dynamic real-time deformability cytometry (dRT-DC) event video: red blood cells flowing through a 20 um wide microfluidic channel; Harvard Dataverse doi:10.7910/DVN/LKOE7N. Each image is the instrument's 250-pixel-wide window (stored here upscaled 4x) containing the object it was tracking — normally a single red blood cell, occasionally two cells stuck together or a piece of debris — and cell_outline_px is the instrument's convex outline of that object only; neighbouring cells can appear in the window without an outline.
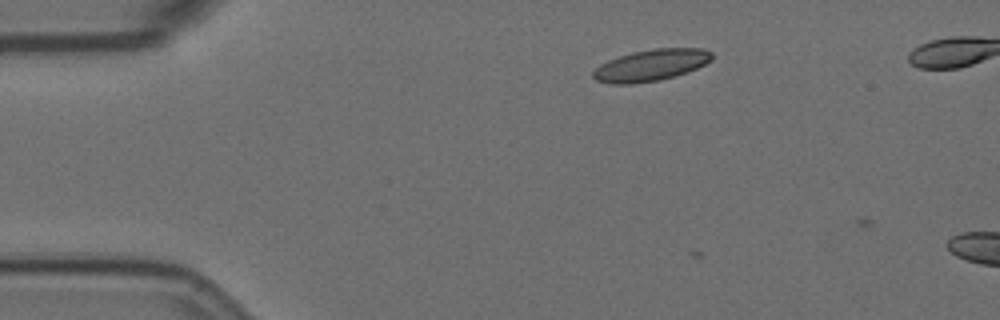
{"species": "Egyptian fruit bat (a non-hibernating species)", "species_latin": "Rousettus aegyptiacus", "temperature_condition": "room temperature", "stored_images_in_passage": 3, "camera_frame_rate_fps": 3000, "um_per_image_px": 0.085, "animal": {"sex": "female"}, "frame": {"image": 1, "passage_image": 2, "time_ms": 0.333, "image_size_px": [1000, 320], "cell_outline_px": [[712, 60], [688, 72], [676, 76], [660, 80], [632, 84], [612, 84], [596, 80], [592, 76], [592, 72], [600, 64], [608, 60], [632, 52], [652, 48], [704, 48], [712, 52]], "centroid_in_image_um": [55.34, 5.54], "position_along_channel_um": 29.7, "area_um2": 21.96}}